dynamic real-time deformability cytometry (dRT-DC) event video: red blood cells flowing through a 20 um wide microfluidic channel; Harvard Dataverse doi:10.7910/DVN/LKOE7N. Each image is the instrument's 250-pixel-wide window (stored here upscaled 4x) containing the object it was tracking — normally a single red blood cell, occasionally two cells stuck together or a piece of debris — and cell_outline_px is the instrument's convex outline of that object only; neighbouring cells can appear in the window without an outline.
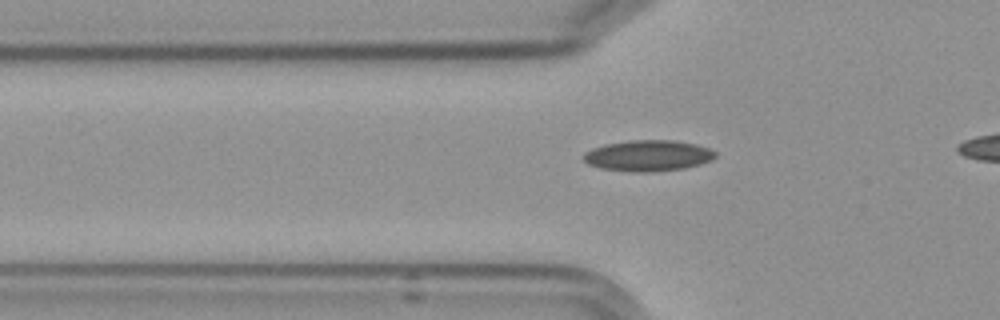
{"species": "Egyptian fruit bat (a non-hibernating species)", "species_latin": "Rousettus aegyptiacus", "temperature_condition": "cold", "stored_images_in_passage": 34, "camera_frame_rate_fps": 3000, "um_per_image_px": 0.085, "frame": {"image": 1, "passage_image": 4, "time_ms": 1.0, "image_size_px": [1000, 320], "cell_outline_px": [[716, 156], [712, 160], [700, 164], [684, 168], [648, 172], [640, 172], [600, 168], [588, 164], [584, 160], [584, 152], [592, 148], [604, 144], [628, 140], [672, 140], [696, 144], [708, 148], [716, 152]], "centroid_in_image_um": [55.08, 13.22], "position_along_channel_um": 70.7, "area_um2": 23.76}}
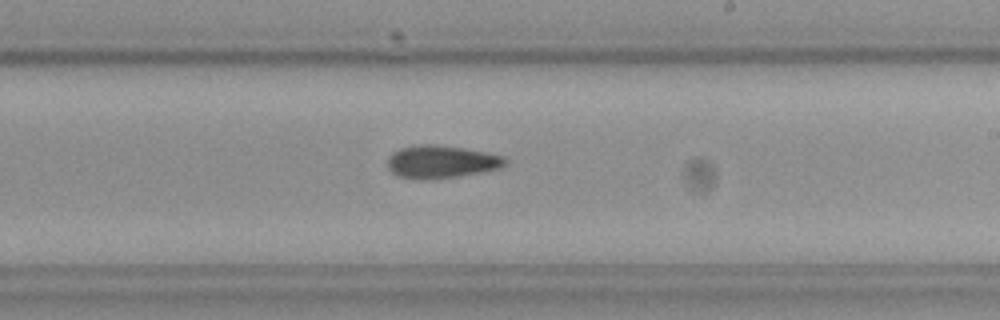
{"frame": {"image": 2, "passage_image": 19, "time_ms": 6.0, "image_size_px": [1000, 320], "cell_outline_px": [[508, 160], [500, 168], [480, 172], [456, 176], [400, 176], [392, 172], [388, 168], [388, 156], [392, 152], [400, 148], [412, 144], [436, 144], [464, 148], [504, 156]], "centroid_in_image_um": [37.52, 13.68], "position_along_channel_um": 251.5, "area_um2": 21.62}}
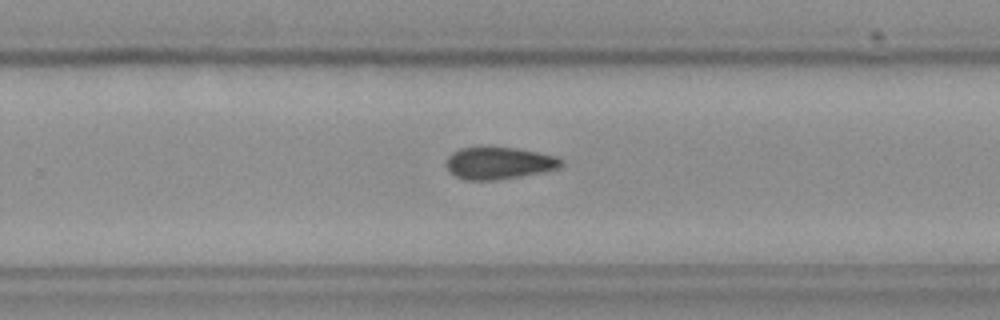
{"frame": {"image": 3, "passage_image": 22, "time_ms": 7.0, "image_size_px": [1000, 320], "cell_outline_px": [[564, 164], [560, 168], [544, 172], [496, 180], [464, 180], [456, 176], [448, 168], [448, 156], [452, 152], [460, 148], [484, 144], [516, 148], [556, 156], [564, 160]], "centroid_in_image_um": [42.43, 13.82], "position_along_channel_um": 287.4, "area_um2": 22.08}}